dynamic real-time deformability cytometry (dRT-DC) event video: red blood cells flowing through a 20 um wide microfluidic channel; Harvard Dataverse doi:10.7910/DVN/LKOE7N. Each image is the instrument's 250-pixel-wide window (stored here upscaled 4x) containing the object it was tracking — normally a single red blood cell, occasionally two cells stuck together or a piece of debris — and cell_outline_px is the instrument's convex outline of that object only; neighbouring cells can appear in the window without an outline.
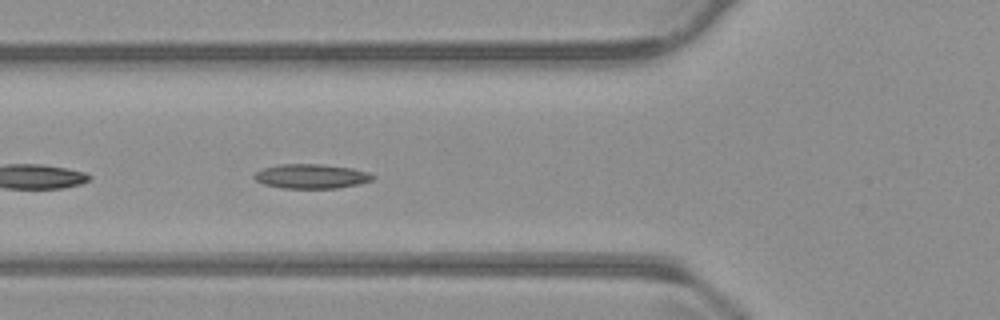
{"species": "common noctule bat (a hibernating species)", "species_latin": "Nyctalus noctula", "temperature_condition": "warm", "stored_images_in_passage": 14, "camera_frame_rate_fps": 3000, "um_per_image_px": 0.085, "animal": {"sex": "male", "body_mass_g": 23.1, "forearm_length_mm": 52.7}, "frame": {"image": 1, "passage_image": 5, "time_ms": 1.333, "image_size_px": [1000, 320], "cell_outline_px": [[376, 176], [372, 180], [356, 184], [336, 188], [284, 188], [264, 184], [256, 180], [252, 176], [256, 172], [264, 168], [276, 164], [320, 164], [352, 168], [368, 172]], "centroid_in_image_um": [26.44, 14.97], "position_along_channel_um": 99.4, "area_um2": 16.76}}